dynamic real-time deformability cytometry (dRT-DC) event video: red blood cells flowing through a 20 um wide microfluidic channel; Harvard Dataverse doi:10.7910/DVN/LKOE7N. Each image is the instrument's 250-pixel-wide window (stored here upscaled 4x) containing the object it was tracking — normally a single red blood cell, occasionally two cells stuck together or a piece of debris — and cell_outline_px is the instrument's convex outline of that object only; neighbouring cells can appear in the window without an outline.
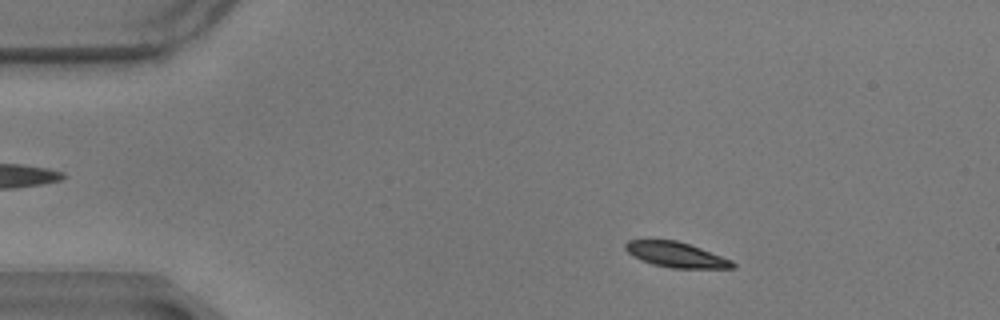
{"species": "common noctule bat (a hibernating species)", "species_latin": "Nyctalus noctula", "temperature_condition": "warm", "stored_images_in_passage": 57, "camera_frame_rate_fps": 3000, "um_per_image_px": 0.085, "animal": {"sex": "male", "body_mass_g": 17.9}, "frame": {"image": 1, "passage_image": 8, "time_ms": 2.333, "image_size_px": [1000, 320], "cell_outline_px": [[736, 268], [672, 268], [652, 264], [640, 260], [632, 256], [624, 248], [624, 244], [628, 240], [676, 240], [700, 248], [732, 260], [736, 264]], "centroid_in_image_um": [57.45, 21.65], "position_along_channel_um": 27.6, "area_um2": 15.72}}
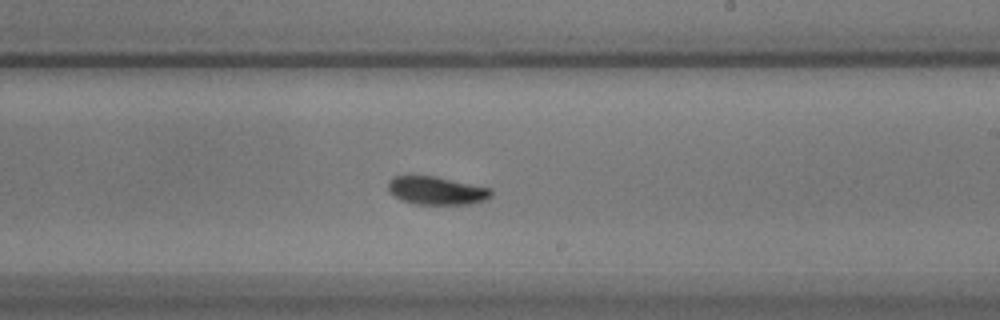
{"frame": {"image": 2, "passage_image": 33, "time_ms": 10.667, "image_size_px": [1000, 320], "cell_outline_px": [[492, 196], [488, 200], [468, 204], [416, 204], [400, 200], [388, 192], [388, 180], [392, 176], [436, 176], [492, 188]], "centroid_in_image_um": [37.11, 16.2], "position_along_channel_um": 251.9, "area_um2": 17.17}}
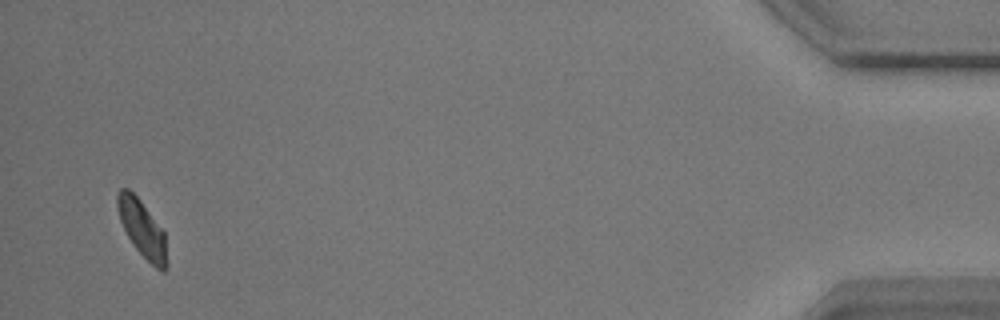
{"frame": {"image": 3, "passage_image": 55, "time_ms": 18.0, "image_size_px": [1000, 320], "cell_outline_px": [[168, 264], [164, 272], [160, 272], [136, 248], [128, 236], [120, 220], [116, 204], [116, 196], [120, 188], [128, 188], [140, 200], [164, 232]], "centroid_in_image_um": [12.09, 19.44], "position_along_channel_um": 423.1, "area_um2": 16.13}, "authors_computed_cell_mechanics": {"area_um2": 16.6464, "velocity_mm_per_s": 3.4359, "shape_relaxation_time_tau1_ms": 2.948, "shape_relaxation_time_tau2_ms": 9.9428, "deformation_change_tau1": 0.104, "deformation_change_tau2": 0.1023}}